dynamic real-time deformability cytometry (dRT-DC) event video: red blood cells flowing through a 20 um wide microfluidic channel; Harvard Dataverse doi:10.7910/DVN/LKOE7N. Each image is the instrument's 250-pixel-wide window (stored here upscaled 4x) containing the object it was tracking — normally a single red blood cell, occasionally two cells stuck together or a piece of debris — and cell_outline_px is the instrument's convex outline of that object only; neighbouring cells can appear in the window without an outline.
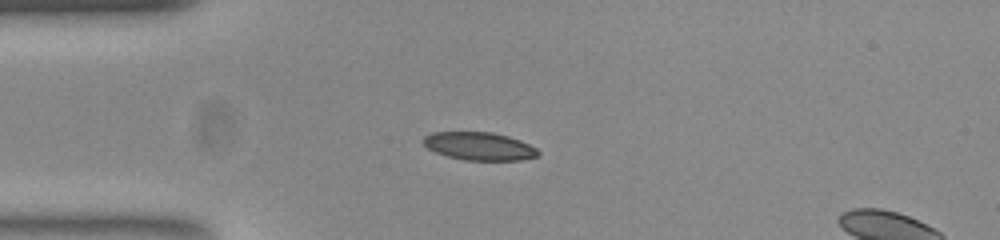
{"species": "common noctule bat (a hibernating species)", "species_latin": "Nyctalus noctula", "temperature_condition": "room temperature", "stored_images_in_passage": 40, "camera_frame_rate_fps": 3000, "um_per_image_px": 0.085, "animal": {"sex": "female", "body_mass_g": 23.0, "forearm_length_mm": 53.4}, "frame": {"image": 1, "passage_image": 1, "time_ms": 0.0, "image_size_px": [1000, 240], "cell_outline_px": [[540, 152], [536, 156], [520, 160], [464, 160], [448, 156], [436, 152], [428, 148], [420, 140], [424, 136], [432, 132], [492, 132], [508, 136], [520, 140], [536, 148]], "centroid_in_image_um": [40.71, 12.42], "position_along_channel_um": 44.3, "area_um2": 18.67}}
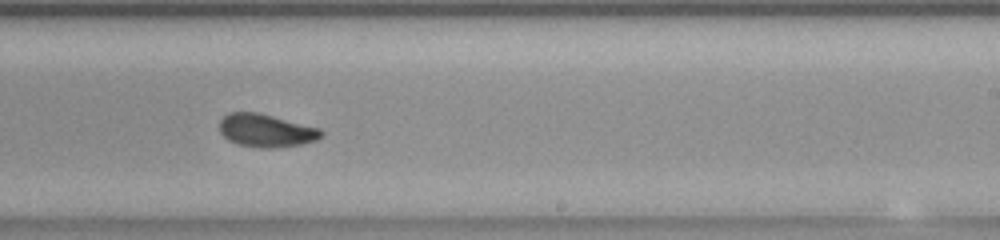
{"frame": {"image": 2, "passage_image": 20, "time_ms": 6.333, "image_size_px": [1000, 240], "cell_outline_px": [[324, 136], [316, 140], [300, 144], [272, 148], [260, 148], [236, 144], [228, 140], [220, 132], [220, 120], [228, 112], [256, 112], [320, 128], [324, 132]], "centroid_in_image_um": [22.61, 11.1], "position_along_channel_um": 266.4, "area_um2": 19.54}}
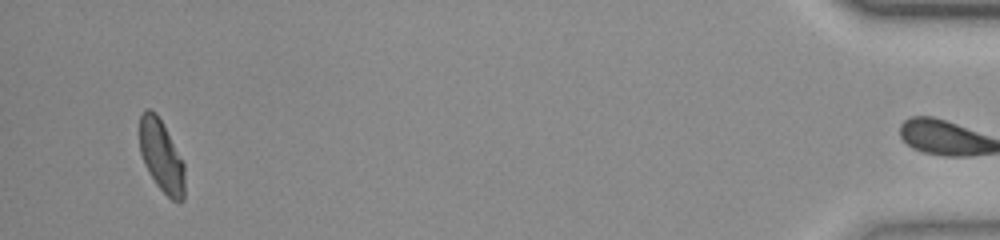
{"frame": {"image": 3, "passage_image": 39, "time_ms": 12.667, "image_size_px": [1000, 240], "cell_outline_px": [[184, 200], [172, 200], [156, 184], [148, 172], [144, 164], [140, 152], [140, 116], [148, 108], [152, 108], [156, 112], [184, 164]], "centroid_in_image_um": [13.7, 13.27], "position_along_channel_um": 421.5, "area_um2": 18.55}, "authors_computed_cell_mechanics": {"area_um2": 19.4786, "velocity_mm_per_s": 3.7883, "shape_relaxation_time_tau1_ms": 4.5432, "shape_relaxation_time_tau2_ms": 1.8226, "deformation_change_tau1": 0.1526, "deformation_change_tau2": 0.0646}}